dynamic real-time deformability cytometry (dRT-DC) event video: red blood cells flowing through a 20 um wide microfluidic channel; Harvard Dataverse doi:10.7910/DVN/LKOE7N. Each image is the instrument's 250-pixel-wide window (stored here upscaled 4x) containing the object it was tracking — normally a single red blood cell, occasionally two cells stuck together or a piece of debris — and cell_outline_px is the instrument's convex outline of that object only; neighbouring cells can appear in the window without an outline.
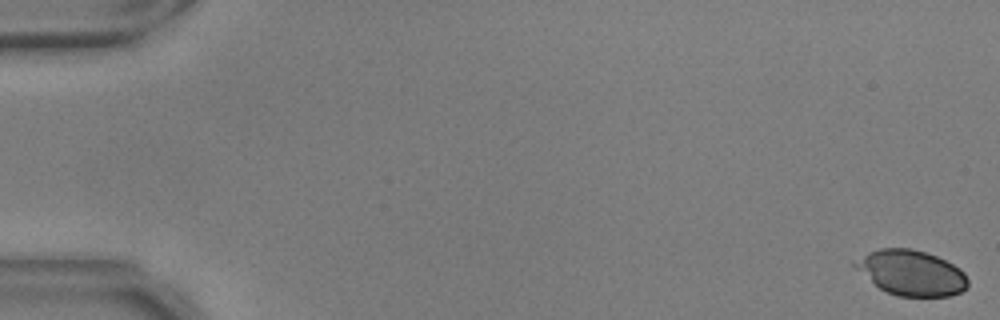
{"species": "common noctule bat (a hibernating species)", "species_latin": "Nyctalus noctula", "temperature_condition": "warm", "stored_images_in_passage": 11, "camera_frame_rate_fps": 3000, "um_per_image_px": 0.085, "animal": {"sex": "male", "body_mass_g": 17.9, "forearm_length_mm": 54.2}, "frame": {"image": 1, "passage_image": 1, "time_ms": 0.0, "image_size_px": [1000, 320], "cell_outline_px": [[968, 288], [960, 292], [948, 296], [896, 296], [880, 288], [852, 268], [852, 260], [868, 252], [880, 248], [912, 248], [936, 256], [960, 268], [964, 272], [968, 280]], "centroid_in_image_um": [77.41, 23.18], "position_along_channel_um": 7.6, "area_um2": 29.94}}